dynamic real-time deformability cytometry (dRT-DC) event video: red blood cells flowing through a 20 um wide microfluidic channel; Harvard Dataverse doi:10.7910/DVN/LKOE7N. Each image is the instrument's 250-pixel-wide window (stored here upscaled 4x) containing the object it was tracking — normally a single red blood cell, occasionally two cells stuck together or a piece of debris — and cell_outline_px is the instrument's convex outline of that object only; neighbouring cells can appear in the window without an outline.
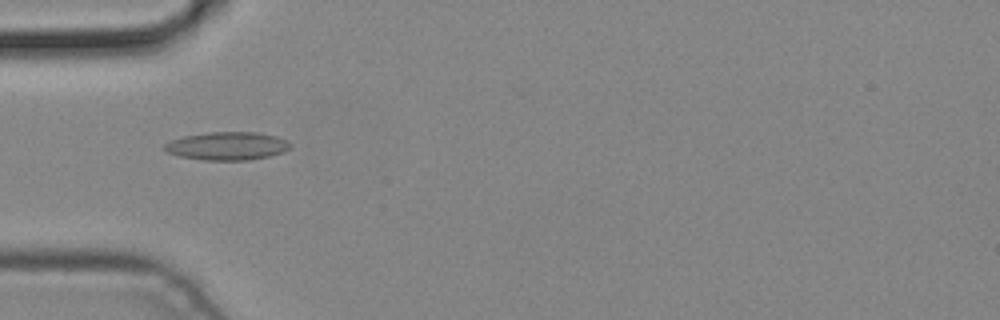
{"species": "common noctule bat (a hibernating species)", "species_latin": "Nyctalus noctula", "temperature_condition": "cold", "stored_images_in_passage": 5, "camera_frame_rate_fps": 3000, "um_per_image_px": 0.085, "animal": {"sex": "male", "body_mass_g": 19.2, "forearm_length_mm": 51.8}, "frame": {"image": 1, "passage_image": 5, "time_ms": 1.333, "image_size_px": [1000, 320], "cell_outline_px": [[292, 144], [284, 152], [268, 156], [248, 160], [204, 160], [180, 156], [168, 152], [164, 148], [164, 144], [172, 140], [184, 136], [208, 132], [256, 132], [276, 136], [288, 140]], "centroid_in_image_um": [19.34, 12.4], "position_along_channel_um": 65.7, "area_um2": 20.52}}